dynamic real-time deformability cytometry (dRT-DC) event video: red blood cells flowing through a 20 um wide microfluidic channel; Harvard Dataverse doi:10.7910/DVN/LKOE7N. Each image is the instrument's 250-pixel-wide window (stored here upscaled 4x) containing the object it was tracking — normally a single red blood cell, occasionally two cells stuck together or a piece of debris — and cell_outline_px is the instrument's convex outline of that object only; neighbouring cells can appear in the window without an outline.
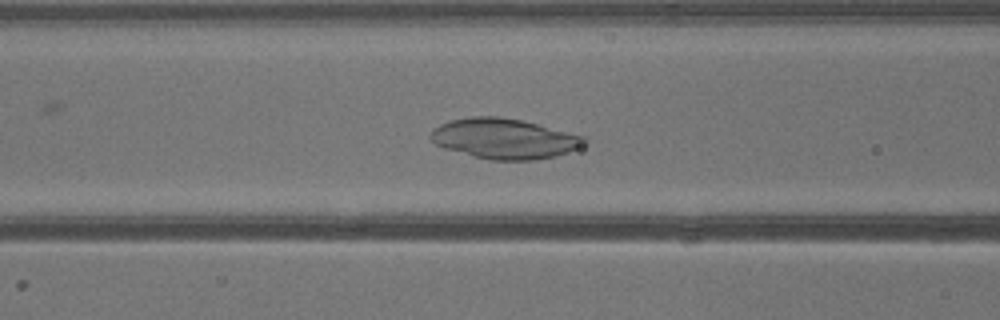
{"species": "common noctule bat (a hibernating species)", "species_latin": "Nyctalus noctula", "temperature_condition": "warm", "stored_images_in_passage": 41, "camera_frame_rate_fps": 3000, "um_per_image_px": 0.085, "animal": {"sex": "male", "body_mass_g": 13.3}, "frame": {"image": 1, "passage_image": 16, "time_ms": 5.0, "image_size_px": [1000, 320], "cell_outline_px": [[588, 140], [580, 148], [556, 156], [532, 160], [492, 160], [472, 156], [444, 148], [436, 144], [428, 136], [432, 128], [440, 124], [452, 120], [472, 116], [500, 116], [520, 120], [584, 136]], "centroid_in_image_um": [42.84, 11.79], "position_along_channel_um": 123.8, "area_um2": 36.01}}
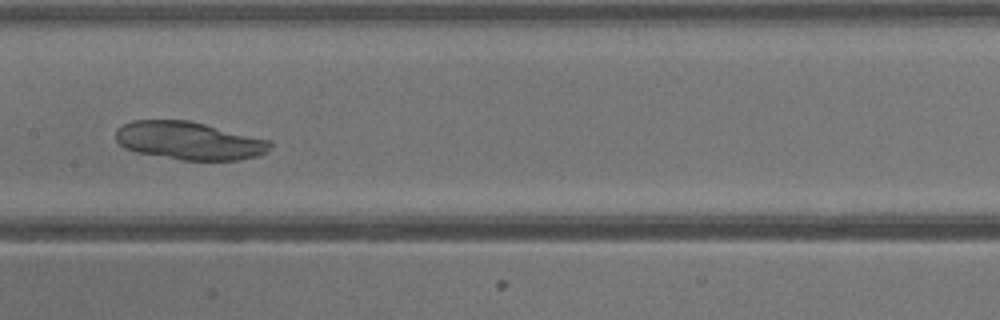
{"frame": {"image": 2, "passage_image": 20, "time_ms": 6.333, "image_size_px": [1000, 320], "cell_outline_px": [[272, 144], [268, 152], [260, 156], [240, 160], [180, 160], [136, 152], [124, 148], [116, 140], [116, 128], [132, 120], [192, 120], [272, 140]], "centroid_in_image_um": [16.12, 11.96], "position_along_channel_um": 191.3, "area_um2": 34.8}}
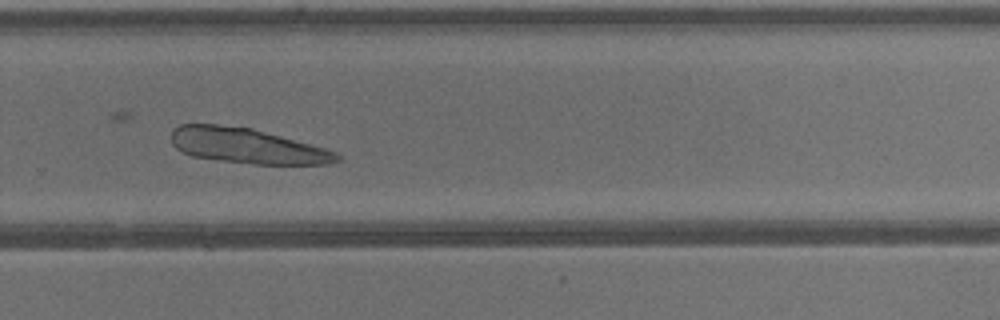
{"frame": {"image": 3, "passage_image": 27, "time_ms": 8.667, "image_size_px": [1000, 320], "cell_outline_px": [[344, 160], [328, 164], [252, 164], [192, 156], [180, 152], [172, 144], [172, 128], [180, 124], [216, 124], [252, 128], [324, 148], [336, 152], [344, 156]], "centroid_in_image_um": [21.01, 12.4], "position_along_channel_um": 308.8, "area_um2": 34.04}}